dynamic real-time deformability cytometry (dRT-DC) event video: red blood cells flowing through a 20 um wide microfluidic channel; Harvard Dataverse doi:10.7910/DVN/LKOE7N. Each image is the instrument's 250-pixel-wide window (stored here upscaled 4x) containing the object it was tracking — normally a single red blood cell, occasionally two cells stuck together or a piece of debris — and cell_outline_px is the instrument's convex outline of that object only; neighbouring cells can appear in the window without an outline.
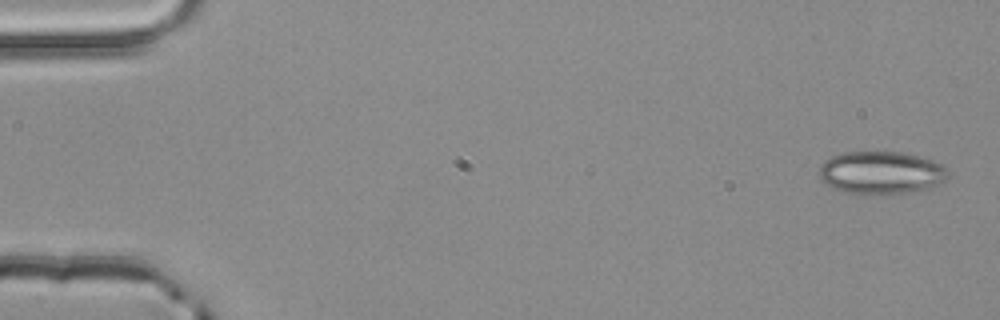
{"species": "common noctule bat (a hibernating species)", "species_latin": "Nyctalus noctula", "temperature_condition": "room temperature", "stored_images_in_passage": 4, "camera_frame_rate_fps": 3000, "um_per_image_px": 0.085, "animal": {"sex": "male", "body_mass_g": 20.4}, "frame": {"image": 1, "passage_image": 1, "time_ms": 0.0, "image_size_px": [1000, 320], "cell_outline_px": [[948, 176], [940, 184], [928, 188], [912, 192], [880, 196], [860, 196], [832, 188], [824, 184], [820, 180], [820, 164], [824, 160], [832, 156], [844, 152], [904, 152], [932, 160], [940, 164], [948, 172]], "centroid_in_image_um": [74.85, 14.72], "position_along_channel_um": 10.2, "area_um2": 32.83}}